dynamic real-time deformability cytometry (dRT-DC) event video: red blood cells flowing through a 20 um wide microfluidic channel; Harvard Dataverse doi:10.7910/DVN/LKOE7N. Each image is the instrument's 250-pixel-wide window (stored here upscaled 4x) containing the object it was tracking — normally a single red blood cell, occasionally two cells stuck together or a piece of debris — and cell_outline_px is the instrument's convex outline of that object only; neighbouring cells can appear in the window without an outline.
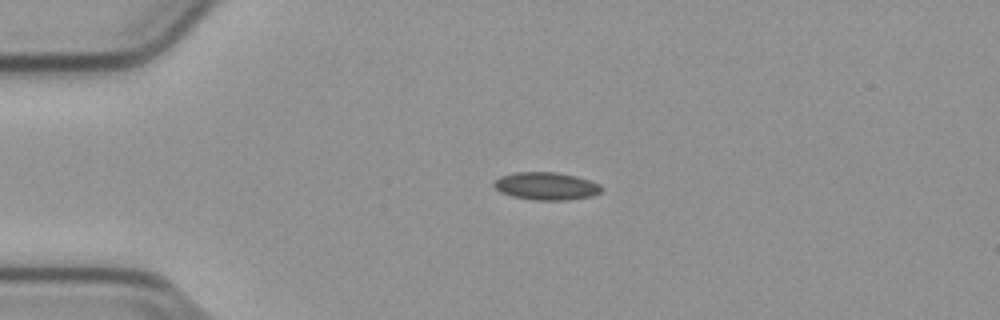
{"species": "common noctule bat (a hibernating species)", "species_latin": "Nyctalus noctula", "temperature_condition": "cold", "stored_images_in_passage": 43, "camera_frame_rate_fps": 3000, "um_per_image_px": 0.085, "animal": {"sex": "male", "body_mass_g": 23.1, "forearm_length_mm": 52.7}, "frame": {"image": 1, "passage_image": 1, "time_ms": 0.0, "image_size_px": [1000, 320], "cell_outline_px": [[604, 188], [600, 192], [592, 196], [568, 200], [536, 200], [512, 196], [500, 192], [492, 184], [500, 176], [516, 172], [556, 172], [576, 176], [600, 184]], "centroid_in_image_um": [46.44, 15.82], "position_along_channel_um": 38.6, "area_um2": 17.34}}
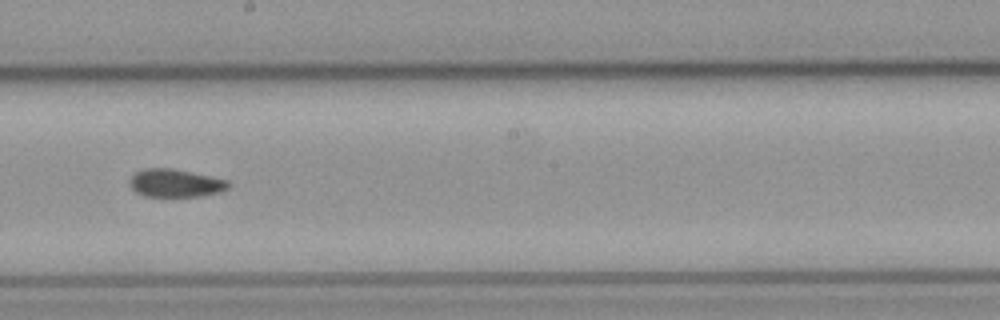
{"frame": {"image": 2, "passage_image": 19, "time_ms": 6.0, "image_size_px": [1000, 320], "cell_outline_px": [[232, 184], [228, 188], [220, 192], [200, 196], [144, 196], [136, 192], [128, 184], [128, 180], [136, 172], [144, 168], [172, 168], [228, 180]], "centroid_in_image_um": [14.9, 15.56], "position_along_channel_um": 233.3, "area_um2": 16.13}}
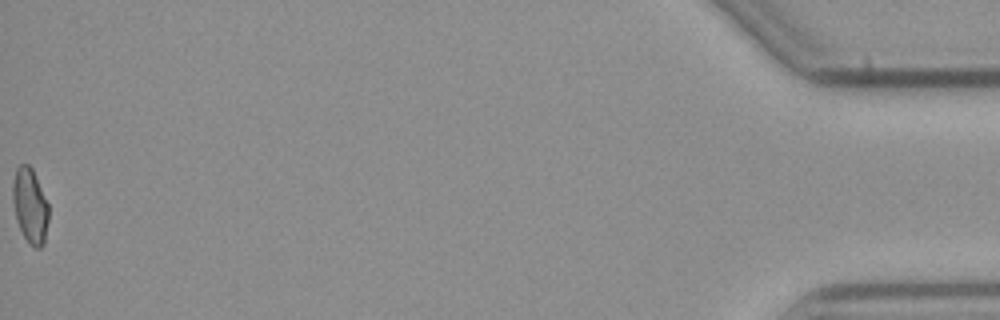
{"frame": {"image": 3, "passage_image": 43, "time_ms": 14.0, "image_size_px": [1000, 320], "cell_outline_px": [[48, 220], [44, 244], [40, 248], [36, 248], [24, 236], [16, 220], [12, 200], [12, 184], [16, 168], [20, 164], [28, 164], [32, 168], [48, 204]], "centroid_in_image_um": [2.54, 17.46], "position_along_channel_um": 432.7, "area_um2": 15.55}}